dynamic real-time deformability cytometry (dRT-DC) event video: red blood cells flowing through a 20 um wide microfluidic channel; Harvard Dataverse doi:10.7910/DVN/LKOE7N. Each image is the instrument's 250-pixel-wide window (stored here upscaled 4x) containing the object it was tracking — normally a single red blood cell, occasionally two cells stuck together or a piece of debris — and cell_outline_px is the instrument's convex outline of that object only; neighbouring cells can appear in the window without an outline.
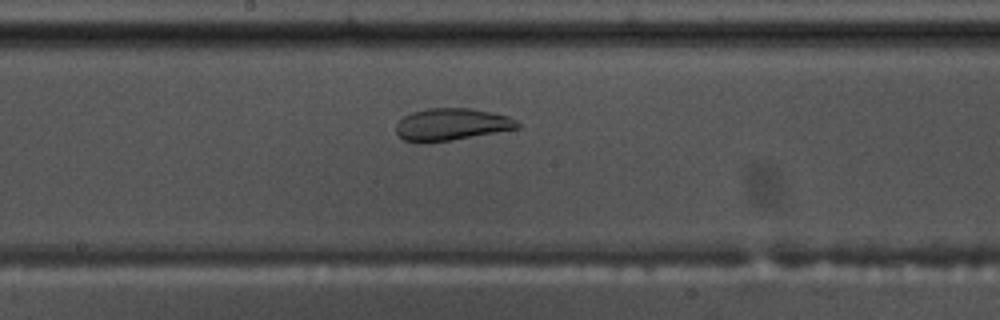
{"species": "common noctule bat (a hibernating species)", "species_latin": "Nyctalus noctula", "temperature_condition": "warm", "stored_images_in_passage": 51, "camera_frame_rate_fps": 3000, "um_per_image_px": 0.085, "animal": {"sex": "male", "body_mass_g": 17.5, "forearm_length_mm": 52.3}, "frame": {"image": 1, "passage_image": 25, "time_ms": 8.0, "image_size_px": [1000, 320], "cell_outline_px": [[520, 128], [452, 140], [428, 144], [416, 144], [404, 140], [396, 132], [396, 124], [404, 116], [412, 112], [428, 108], [468, 108], [492, 112], [508, 116], [516, 120], [520, 124]], "centroid_in_image_um": [38.35, 10.6], "position_along_channel_um": 209.8, "area_um2": 23.06}}
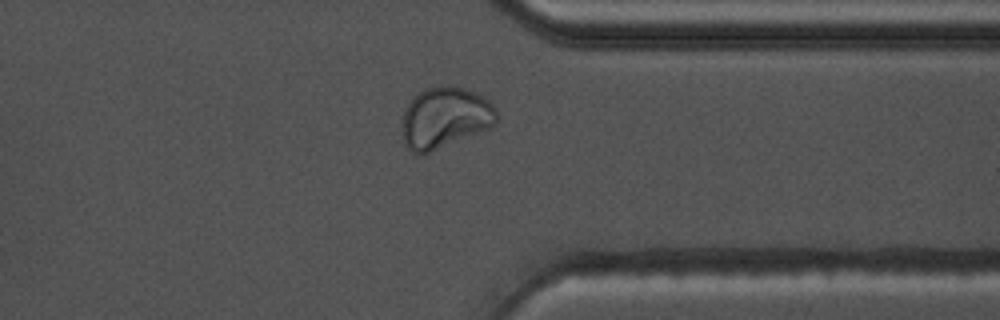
{"frame": {"image": 2, "passage_image": 39, "time_ms": 12.667, "image_size_px": [1000, 320], "cell_outline_px": [[496, 124], [488, 128], [420, 156], [412, 152], [404, 144], [400, 128], [404, 112], [408, 104], [424, 88], [440, 84], [452, 84], [476, 92], [484, 96], [496, 108]], "centroid_in_image_um": [37.79, 9.98], "position_along_channel_um": 373.6, "area_um2": 33.99}}
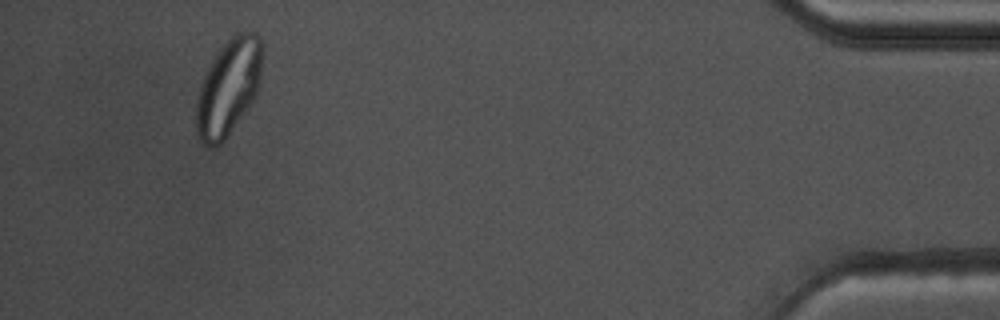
{"frame": {"image": 3, "passage_image": 48, "time_ms": 15.667, "image_size_px": [1000, 320], "cell_outline_px": [[260, 84], [248, 108], [224, 140], [220, 144], [212, 148], [208, 148], [200, 140], [196, 132], [196, 96], [200, 84], [216, 52], [236, 32], [252, 32], [260, 36]], "centroid_in_image_um": [19.37, 7.46], "position_along_channel_um": 415.8, "area_um2": 36.7}}